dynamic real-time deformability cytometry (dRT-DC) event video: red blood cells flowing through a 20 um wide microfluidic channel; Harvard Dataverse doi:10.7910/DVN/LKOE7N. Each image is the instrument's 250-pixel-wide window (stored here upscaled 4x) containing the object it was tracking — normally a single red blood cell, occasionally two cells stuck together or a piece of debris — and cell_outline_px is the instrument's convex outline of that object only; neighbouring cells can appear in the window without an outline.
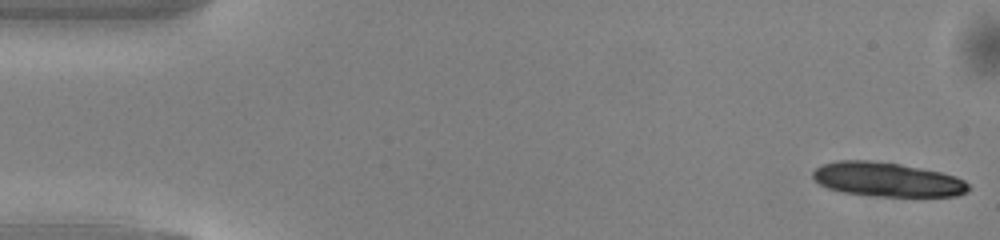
{"species": "common noctule bat (a hibernating species)", "species_latin": "Nyctalus noctula", "temperature_condition": "warm", "stored_images_in_passage": 50, "camera_frame_rate_fps": 3000, "um_per_image_px": 0.085, "animal": {"sex": "male", "body_mass_g": 13.0, "forearm_length_mm": 53.1}, "frame": {"image": 1, "passage_image": 1, "time_ms": 0.0, "image_size_px": [1000, 240], "cell_outline_px": [[972, 188], [968, 192], [956, 196], [876, 196], [844, 192], [828, 188], [820, 184], [812, 176], [812, 172], [820, 164], [836, 160], [872, 160], [900, 164], [940, 172], [956, 176], [964, 180]], "centroid_in_image_um": [75.42, 15.25], "position_along_channel_um": 9.6, "area_um2": 31.15}}
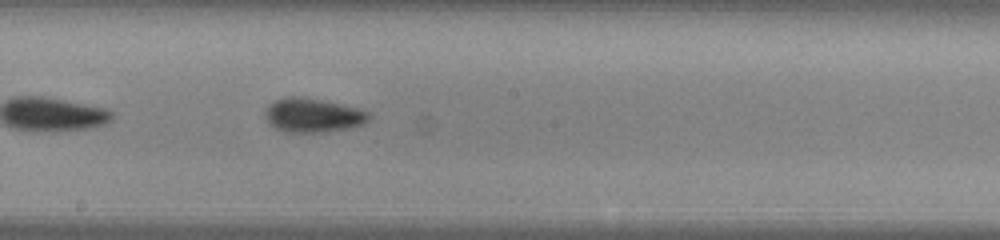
{"frame": {"image": 2, "passage_image": 27, "time_ms": 8.667, "image_size_px": [1000, 240], "cell_outline_px": [[372, 116], [364, 124], [348, 128], [324, 132], [284, 132], [276, 128], [264, 116], [264, 108], [272, 100], [284, 96], [304, 96], [340, 104], [356, 108], [368, 112]], "centroid_in_image_um": [26.55, 9.78], "position_along_channel_um": 221.7, "area_um2": 20.81}}
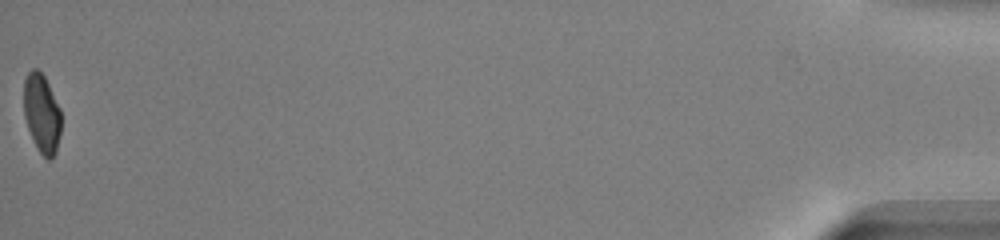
{"frame": {"image": 3, "passage_image": 50, "time_ms": 16.333, "image_size_px": [1000, 240], "cell_outline_px": [[60, 132], [56, 152], [52, 160], [48, 160], [40, 152], [28, 128], [24, 116], [24, 80], [28, 72], [32, 68], [36, 68], [44, 76], [60, 108]], "centroid_in_image_um": [3.55, 9.63], "position_along_channel_um": 431.7, "area_um2": 16.94}, "authors_computed_cell_mechanics": {"area_um2": 19.4786, "velocity_mm_per_s": 4.125, "shape_relaxation_time_tau1_ms": 3.2112, "shape_relaxation_time_tau2_ms": 1.5916, "deformation_change_tau1": 0.1274, "deformation_change_tau2": 0.0339}}